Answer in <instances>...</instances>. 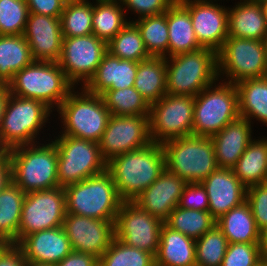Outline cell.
Here are the masks:
<instances>
[{
    "label": "cell",
    "mask_w": 267,
    "mask_h": 266,
    "mask_svg": "<svg viewBox=\"0 0 267 266\" xmlns=\"http://www.w3.org/2000/svg\"><path fill=\"white\" fill-rule=\"evenodd\" d=\"M165 169L162 145L154 142L111 158L106 164L123 202L134 201Z\"/></svg>",
    "instance_id": "cell-1"
},
{
    "label": "cell",
    "mask_w": 267,
    "mask_h": 266,
    "mask_svg": "<svg viewBox=\"0 0 267 266\" xmlns=\"http://www.w3.org/2000/svg\"><path fill=\"white\" fill-rule=\"evenodd\" d=\"M53 112L42 101L10 94L1 123L0 151L49 140V126L55 121ZM41 134H48L49 138Z\"/></svg>",
    "instance_id": "cell-2"
},
{
    "label": "cell",
    "mask_w": 267,
    "mask_h": 266,
    "mask_svg": "<svg viewBox=\"0 0 267 266\" xmlns=\"http://www.w3.org/2000/svg\"><path fill=\"white\" fill-rule=\"evenodd\" d=\"M60 125L52 131L98 143L106 129L111 113L101 95L88 92L84 87H75L54 111ZM58 115V116H57ZM61 118V119H60ZM62 128V129H61ZM57 129H61L59 132ZM58 132V133H57Z\"/></svg>",
    "instance_id": "cell-3"
},
{
    "label": "cell",
    "mask_w": 267,
    "mask_h": 266,
    "mask_svg": "<svg viewBox=\"0 0 267 266\" xmlns=\"http://www.w3.org/2000/svg\"><path fill=\"white\" fill-rule=\"evenodd\" d=\"M12 164V182L25 193L59 186L57 147L49 139L7 150Z\"/></svg>",
    "instance_id": "cell-4"
},
{
    "label": "cell",
    "mask_w": 267,
    "mask_h": 266,
    "mask_svg": "<svg viewBox=\"0 0 267 266\" xmlns=\"http://www.w3.org/2000/svg\"><path fill=\"white\" fill-rule=\"evenodd\" d=\"M10 94L45 103L55 111L75 86L57 62L33 61L7 84Z\"/></svg>",
    "instance_id": "cell-5"
},
{
    "label": "cell",
    "mask_w": 267,
    "mask_h": 266,
    "mask_svg": "<svg viewBox=\"0 0 267 266\" xmlns=\"http://www.w3.org/2000/svg\"><path fill=\"white\" fill-rule=\"evenodd\" d=\"M166 60V88L170 95L195 97L218 78L217 52L201 48Z\"/></svg>",
    "instance_id": "cell-6"
},
{
    "label": "cell",
    "mask_w": 267,
    "mask_h": 266,
    "mask_svg": "<svg viewBox=\"0 0 267 266\" xmlns=\"http://www.w3.org/2000/svg\"><path fill=\"white\" fill-rule=\"evenodd\" d=\"M161 145L166 169L187 183H201L218 168L211 137L189 135Z\"/></svg>",
    "instance_id": "cell-7"
},
{
    "label": "cell",
    "mask_w": 267,
    "mask_h": 266,
    "mask_svg": "<svg viewBox=\"0 0 267 266\" xmlns=\"http://www.w3.org/2000/svg\"><path fill=\"white\" fill-rule=\"evenodd\" d=\"M66 213L116 221L123 202L110 174L105 171L64 187Z\"/></svg>",
    "instance_id": "cell-8"
},
{
    "label": "cell",
    "mask_w": 267,
    "mask_h": 266,
    "mask_svg": "<svg viewBox=\"0 0 267 266\" xmlns=\"http://www.w3.org/2000/svg\"><path fill=\"white\" fill-rule=\"evenodd\" d=\"M238 117L235 84L218 79L194 97L192 135L211 137Z\"/></svg>",
    "instance_id": "cell-9"
},
{
    "label": "cell",
    "mask_w": 267,
    "mask_h": 266,
    "mask_svg": "<svg viewBox=\"0 0 267 266\" xmlns=\"http://www.w3.org/2000/svg\"><path fill=\"white\" fill-rule=\"evenodd\" d=\"M57 147V177L60 187L78 183L106 171L99 144L85 139L52 134Z\"/></svg>",
    "instance_id": "cell-10"
},
{
    "label": "cell",
    "mask_w": 267,
    "mask_h": 266,
    "mask_svg": "<svg viewBox=\"0 0 267 266\" xmlns=\"http://www.w3.org/2000/svg\"><path fill=\"white\" fill-rule=\"evenodd\" d=\"M219 80L236 84L267 76L265 40L229 36L217 52Z\"/></svg>",
    "instance_id": "cell-11"
},
{
    "label": "cell",
    "mask_w": 267,
    "mask_h": 266,
    "mask_svg": "<svg viewBox=\"0 0 267 266\" xmlns=\"http://www.w3.org/2000/svg\"><path fill=\"white\" fill-rule=\"evenodd\" d=\"M194 97L166 94L150 105L149 125L152 142L192 135Z\"/></svg>",
    "instance_id": "cell-12"
},
{
    "label": "cell",
    "mask_w": 267,
    "mask_h": 266,
    "mask_svg": "<svg viewBox=\"0 0 267 266\" xmlns=\"http://www.w3.org/2000/svg\"><path fill=\"white\" fill-rule=\"evenodd\" d=\"M65 216L64 187L26 193L22 205L18 243L31 233L62 226Z\"/></svg>",
    "instance_id": "cell-13"
},
{
    "label": "cell",
    "mask_w": 267,
    "mask_h": 266,
    "mask_svg": "<svg viewBox=\"0 0 267 266\" xmlns=\"http://www.w3.org/2000/svg\"><path fill=\"white\" fill-rule=\"evenodd\" d=\"M107 43L93 33L86 36L63 37L57 63L75 87H84L96 73Z\"/></svg>",
    "instance_id": "cell-14"
},
{
    "label": "cell",
    "mask_w": 267,
    "mask_h": 266,
    "mask_svg": "<svg viewBox=\"0 0 267 266\" xmlns=\"http://www.w3.org/2000/svg\"><path fill=\"white\" fill-rule=\"evenodd\" d=\"M164 222L143 210L134 201L121 203L115 221V237L125 244L157 254Z\"/></svg>",
    "instance_id": "cell-15"
},
{
    "label": "cell",
    "mask_w": 267,
    "mask_h": 266,
    "mask_svg": "<svg viewBox=\"0 0 267 266\" xmlns=\"http://www.w3.org/2000/svg\"><path fill=\"white\" fill-rule=\"evenodd\" d=\"M151 143L149 115H111L98 142L101 155L106 162Z\"/></svg>",
    "instance_id": "cell-16"
},
{
    "label": "cell",
    "mask_w": 267,
    "mask_h": 266,
    "mask_svg": "<svg viewBox=\"0 0 267 266\" xmlns=\"http://www.w3.org/2000/svg\"><path fill=\"white\" fill-rule=\"evenodd\" d=\"M73 251L100 258L115 238V221L66 213L62 225Z\"/></svg>",
    "instance_id": "cell-17"
},
{
    "label": "cell",
    "mask_w": 267,
    "mask_h": 266,
    "mask_svg": "<svg viewBox=\"0 0 267 266\" xmlns=\"http://www.w3.org/2000/svg\"><path fill=\"white\" fill-rule=\"evenodd\" d=\"M190 13L199 44L218 52L228 36V6L196 2L183 5Z\"/></svg>",
    "instance_id": "cell-18"
},
{
    "label": "cell",
    "mask_w": 267,
    "mask_h": 266,
    "mask_svg": "<svg viewBox=\"0 0 267 266\" xmlns=\"http://www.w3.org/2000/svg\"><path fill=\"white\" fill-rule=\"evenodd\" d=\"M23 36L34 61L59 60L63 39L60 17L29 13Z\"/></svg>",
    "instance_id": "cell-19"
},
{
    "label": "cell",
    "mask_w": 267,
    "mask_h": 266,
    "mask_svg": "<svg viewBox=\"0 0 267 266\" xmlns=\"http://www.w3.org/2000/svg\"><path fill=\"white\" fill-rule=\"evenodd\" d=\"M187 182L165 169L134 202L152 216L165 222L179 204Z\"/></svg>",
    "instance_id": "cell-20"
},
{
    "label": "cell",
    "mask_w": 267,
    "mask_h": 266,
    "mask_svg": "<svg viewBox=\"0 0 267 266\" xmlns=\"http://www.w3.org/2000/svg\"><path fill=\"white\" fill-rule=\"evenodd\" d=\"M201 183L207 192L208 211L215 220L246 201L247 188L232 169L218 167Z\"/></svg>",
    "instance_id": "cell-21"
},
{
    "label": "cell",
    "mask_w": 267,
    "mask_h": 266,
    "mask_svg": "<svg viewBox=\"0 0 267 266\" xmlns=\"http://www.w3.org/2000/svg\"><path fill=\"white\" fill-rule=\"evenodd\" d=\"M17 246L26 261L56 265L73 250L62 226L25 236Z\"/></svg>",
    "instance_id": "cell-22"
},
{
    "label": "cell",
    "mask_w": 267,
    "mask_h": 266,
    "mask_svg": "<svg viewBox=\"0 0 267 266\" xmlns=\"http://www.w3.org/2000/svg\"><path fill=\"white\" fill-rule=\"evenodd\" d=\"M253 127L247 119L238 117L211 136L219 168L232 169L236 165L249 143L255 138Z\"/></svg>",
    "instance_id": "cell-23"
},
{
    "label": "cell",
    "mask_w": 267,
    "mask_h": 266,
    "mask_svg": "<svg viewBox=\"0 0 267 266\" xmlns=\"http://www.w3.org/2000/svg\"><path fill=\"white\" fill-rule=\"evenodd\" d=\"M138 63L120 59L107 51L84 88L90 93L101 95L106 90L134 87Z\"/></svg>",
    "instance_id": "cell-24"
},
{
    "label": "cell",
    "mask_w": 267,
    "mask_h": 266,
    "mask_svg": "<svg viewBox=\"0 0 267 266\" xmlns=\"http://www.w3.org/2000/svg\"><path fill=\"white\" fill-rule=\"evenodd\" d=\"M228 36L267 39V19L260 1L239 0L228 6Z\"/></svg>",
    "instance_id": "cell-25"
},
{
    "label": "cell",
    "mask_w": 267,
    "mask_h": 266,
    "mask_svg": "<svg viewBox=\"0 0 267 266\" xmlns=\"http://www.w3.org/2000/svg\"><path fill=\"white\" fill-rule=\"evenodd\" d=\"M195 253V239L162 225L155 266H196Z\"/></svg>",
    "instance_id": "cell-26"
},
{
    "label": "cell",
    "mask_w": 267,
    "mask_h": 266,
    "mask_svg": "<svg viewBox=\"0 0 267 266\" xmlns=\"http://www.w3.org/2000/svg\"><path fill=\"white\" fill-rule=\"evenodd\" d=\"M235 86L239 117L247 119L253 126L258 121L261 126L267 127V76L245 79Z\"/></svg>",
    "instance_id": "cell-27"
},
{
    "label": "cell",
    "mask_w": 267,
    "mask_h": 266,
    "mask_svg": "<svg viewBox=\"0 0 267 266\" xmlns=\"http://www.w3.org/2000/svg\"><path fill=\"white\" fill-rule=\"evenodd\" d=\"M232 170L246 188L267 182L266 135L255 136Z\"/></svg>",
    "instance_id": "cell-28"
},
{
    "label": "cell",
    "mask_w": 267,
    "mask_h": 266,
    "mask_svg": "<svg viewBox=\"0 0 267 266\" xmlns=\"http://www.w3.org/2000/svg\"><path fill=\"white\" fill-rule=\"evenodd\" d=\"M169 57L203 48L195 35L189 11L173 3L167 10Z\"/></svg>",
    "instance_id": "cell-29"
},
{
    "label": "cell",
    "mask_w": 267,
    "mask_h": 266,
    "mask_svg": "<svg viewBox=\"0 0 267 266\" xmlns=\"http://www.w3.org/2000/svg\"><path fill=\"white\" fill-rule=\"evenodd\" d=\"M216 225L228 243H259V229L247 201L222 215Z\"/></svg>",
    "instance_id": "cell-30"
},
{
    "label": "cell",
    "mask_w": 267,
    "mask_h": 266,
    "mask_svg": "<svg viewBox=\"0 0 267 266\" xmlns=\"http://www.w3.org/2000/svg\"><path fill=\"white\" fill-rule=\"evenodd\" d=\"M134 88L151 105L167 94L165 57L150 56L138 63Z\"/></svg>",
    "instance_id": "cell-31"
},
{
    "label": "cell",
    "mask_w": 267,
    "mask_h": 266,
    "mask_svg": "<svg viewBox=\"0 0 267 266\" xmlns=\"http://www.w3.org/2000/svg\"><path fill=\"white\" fill-rule=\"evenodd\" d=\"M25 195L26 193L13 182L0 192V245L18 244Z\"/></svg>",
    "instance_id": "cell-32"
},
{
    "label": "cell",
    "mask_w": 267,
    "mask_h": 266,
    "mask_svg": "<svg viewBox=\"0 0 267 266\" xmlns=\"http://www.w3.org/2000/svg\"><path fill=\"white\" fill-rule=\"evenodd\" d=\"M33 61L23 35H0V85H7L17 72Z\"/></svg>",
    "instance_id": "cell-33"
},
{
    "label": "cell",
    "mask_w": 267,
    "mask_h": 266,
    "mask_svg": "<svg viewBox=\"0 0 267 266\" xmlns=\"http://www.w3.org/2000/svg\"><path fill=\"white\" fill-rule=\"evenodd\" d=\"M129 20L120 0H93L92 33L108 43Z\"/></svg>",
    "instance_id": "cell-34"
},
{
    "label": "cell",
    "mask_w": 267,
    "mask_h": 266,
    "mask_svg": "<svg viewBox=\"0 0 267 266\" xmlns=\"http://www.w3.org/2000/svg\"><path fill=\"white\" fill-rule=\"evenodd\" d=\"M133 23L138 27L145 49L150 56L169 57L167 11L139 18Z\"/></svg>",
    "instance_id": "cell-35"
},
{
    "label": "cell",
    "mask_w": 267,
    "mask_h": 266,
    "mask_svg": "<svg viewBox=\"0 0 267 266\" xmlns=\"http://www.w3.org/2000/svg\"><path fill=\"white\" fill-rule=\"evenodd\" d=\"M164 223L171 229L196 240L208 232L216 224V220L209 211L183 209L177 206Z\"/></svg>",
    "instance_id": "cell-36"
},
{
    "label": "cell",
    "mask_w": 267,
    "mask_h": 266,
    "mask_svg": "<svg viewBox=\"0 0 267 266\" xmlns=\"http://www.w3.org/2000/svg\"><path fill=\"white\" fill-rule=\"evenodd\" d=\"M101 96L111 115H149L150 104L134 87L106 90Z\"/></svg>",
    "instance_id": "cell-37"
},
{
    "label": "cell",
    "mask_w": 267,
    "mask_h": 266,
    "mask_svg": "<svg viewBox=\"0 0 267 266\" xmlns=\"http://www.w3.org/2000/svg\"><path fill=\"white\" fill-rule=\"evenodd\" d=\"M107 51L120 59L134 62H140L150 57L139 29L133 22H129L107 43Z\"/></svg>",
    "instance_id": "cell-38"
},
{
    "label": "cell",
    "mask_w": 267,
    "mask_h": 266,
    "mask_svg": "<svg viewBox=\"0 0 267 266\" xmlns=\"http://www.w3.org/2000/svg\"><path fill=\"white\" fill-rule=\"evenodd\" d=\"M98 266H155V256L115 237L99 258Z\"/></svg>",
    "instance_id": "cell-39"
},
{
    "label": "cell",
    "mask_w": 267,
    "mask_h": 266,
    "mask_svg": "<svg viewBox=\"0 0 267 266\" xmlns=\"http://www.w3.org/2000/svg\"><path fill=\"white\" fill-rule=\"evenodd\" d=\"M228 244L222 230L215 224L195 240L196 266H221Z\"/></svg>",
    "instance_id": "cell-40"
},
{
    "label": "cell",
    "mask_w": 267,
    "mask_h": 266,
    "mask_svg": "<svg viewBox=\"0 0 267 266\" xmlns=\"http://www.w3.org/2000/svg\"><path fill=\"white\" fill-rule=\"evenodd\" d=\"M60 19L63 37L92 34L93 0L64 8Z\"/></svg>",
    "instance_id": "cell-41"
},
{
    "label": "cell",
    "mask_w": 267,
    "mask_h": 266,
    "mask_svg": "<svg viewBox=\"0 0 267 266\" xmlns=\"http://www.w3.org/2000/svg\"><path fill=\"white\" fill-rule=\"evenodd\" d=\"M28 16L25 0H0V35H23Z\"/></svg>",
    "instance_id": "cell-42"
},
{
    "label": "cell",
    "mask_w": 267,
    "mask_h": 266,
    "mask_svg": "<svg viewBox=\"0 0 267 266\" xmlns=\"http://www.w3.org/2000/svg\"><path fill=\"white\" fill-rule=\"evenodd\" d=\"M264 259L259 243H229L221 266H257Z\"/></svg>",
    "instance_id": "cell-43"
},
{
    "label": "cell",
    "mask_w": 267,
    "mask_h": 266,
    "mask_svg": "<svg viewBox=\"0 0 267 266\" xmlns=\"http://www.w3.org/2000/svg\"><path fill=\"white\" fill-rule=\"evenodd\" d=\"M129 22L139 18L164 13L173 4V0H120ZM130 13V17H128ZM135 17H131V15ZM132 18V20H131ZM134 19V20H133Z\"/></svg>",
    "instance_id": "cell-44"
},
{
    "label": "cell",
    "mask_w": 267,
    "mask_h": 266,
    "mask_svg": "<svg viewBox=\"0 0 267 266\" xmlns=\"http://www.w3.org/2000/svg\"><path fill=\"white\" fill-rule=\"evenodd\" d=\"M246 201L250 204L255 223L260 230L267 224V182L248 187Z\"/></svg>",
    "instance_id": "cell-45"
},
{
    "label": "cell",
    "mask_w": 267,
    "mask_h": 266,
    "mask_svg": "<svg viewBox=\"0 0 267 266\" xmlns=\"http://www.w3.org/2000/svg\"><path fill=\"white\" fill-rule=\"evenodd\" d=\"M178 206L183 209L208 211V196L202 183H187Z\"/></svg>",
    "instance_id": "cell-46"
},
{
    "label": "cell",
    "mask_w": 267,
    "mask_h": 266,
    "mask_svg": "<svg viewBox=\"0 0 267 266\" xmlns=\"http://www.w3.org/2000/svg\"><path fill=\"white\" fill-rule=\"evenodd\" d=\"M29 13L61 17L64 10L61 0H25Z\"/></svg>",
    "instance_id": "cell-47"
},
{
    "label": "cell",
    "mask_w": 267,
    "mask_h": 266,
    "mask_svg": "<svg viewBox=\"0 0 267 266\" xmlns=\"http://www.w3.org/2000/svg\"><path fill=\"white\" fill-rule=\"evenodd\" d=\"M22 250L15 244L0 245V266H25Z\"/></svg>",
    "instance_id": "cell-48"
},
{
    "label": "cell",
    "mask_w": 267,
    "mask_h": 266,
    "mask_svg": "<svg viewBox=\"0 0 267 266\" xmlns=\"http://www.w3.org/2000/svg\"><path fill=\"white\" fill-rule=\"evenodd\" d=\"M99 258L93 254L72 251L55 266H98Z\"/></svg>",
    "instance_id": "cell-49"
},
{
    "label": "cell",
    "mask_w": 267,
    "mask_h": 266,
    "mask_svg": "<svg viewBox=\"0 0 267 266\" xmlns=\"http://www.w3.org/2000/svg\"><path fill=\"white\" fill-rule=\"evenodd\" d=\"M12 183V164L7 151H0V192Z\"/></svg>",
    "instance_id": "cell-50"
},
{
    "label": "cell",
    "mask_w": 267,
    "mask_h": 266,
    "mask_svg": "<svg viewBox=\"0 0 267 266\" xmlns=\"http://www.w3.org/2000/svg\"><path fill=\"white\" fill-rule=\"evenodd\" d=\"M10 96V90L7 85H0V130L5 107Z\"/></svg>",
    "instance_id": "cell-51"
},
{
    "label": "cell",
    "mask_w": 267,
    "mask_h": 266,
    "mask_svg": "<svg viewBox=\"0 0 267 266\" xmlns=\"http://www.w3.org/2000/svg\"><path fill=\"white\" fill-rule=\"evenodd\" d=\"M259 245L264 257L267 258V224L259 230Z\"/></svg>",
    "instance_id": "cell-52"
},
{
    "label": "cell",
    "mask_w": 267,
    "mask_h": 266,
    "mask_svg": "<svg viewBox=\"0 0 267 266\" xmlns=\"http://www.w3.org/2000/svg\"><path fill=\"white\" fill-rule=\"evenodd\" d=\"M225 0H173V3L178 4V5H185V4H190V3H196V2H209V3H220L224 4ZM227 1V0H226ZM229 2V0H228Z\"/></svg>",
    "instance_id": "cell-53"
},
{
    "label": "cell",
    "mask_w": 267,
    "mask_h": 266,
    "mask_svg": "<svg viewBox=\"0 0 267 266\" xmlns=\"http://www.w3.org/2000/svg\"><path fill=\"white\" fill-rule=\"evenodd\" d=\"M64 8L69 6H75L83 3L85 0H61Z\"/></svg>",
    "instance_id": "cell-54"
},
{
    "label": "cell",
    "mask_w": 267,
    "mask_h": 266,
    "mask_svg": "<svg viewBox=\"0 0 267 266\" xmlns=\"http://www.w3.org/2000/svg\"><path fill=\"white\" fill-rule=\"evenodd\" d=\"M25 266H54V265H50V264H46V263L26 261Z\"/></svg>",
    "instance_id": "cell-55"
},
{
    "label": "cell",
    "mask_w": 267,
    "mask_h": 266,
    "mask_svg": "<svg viewBox=\"0 0 267 266\" xmlns=\"http://www.w3.org/2000/svg\"><path fill=\"white\" fill-rule=\"evenodd\" d=\"M260 4H261V6L263 8L264 15L266 16V19H267V0L260 1Z\"/></svg>",
    "instance_id": "cell-56"
},
{
    "label": "cell",
    "mask_w": 267,
    "mask_h": 266,
    "mask_svg": "<svg viewBox=\"0 0 267 266\" xmlns=\"http://www.w3.org/2000/svg\"><path fill=\"white\" fill-rule=\"evenodd\" d=\"M257 266H267V258H265L260 264Z\"/></svg>",
    "instance_id": "cell-57"
},
{
    "label": "cell",
    "mask_w": 267,
    "mask_h": 266,
    "mask_svg": "<svg viewBox=\"0 0 267 266\" xmlns=\"http://www.w3.org/2000/svg\"><path fill=\"white\" fill-rule=\"evenodd\" d=\"M265 48H266V68H267V39L265 40Z\"/></svg>",
    "instance_id": "cell-58"
}]
</instances>
